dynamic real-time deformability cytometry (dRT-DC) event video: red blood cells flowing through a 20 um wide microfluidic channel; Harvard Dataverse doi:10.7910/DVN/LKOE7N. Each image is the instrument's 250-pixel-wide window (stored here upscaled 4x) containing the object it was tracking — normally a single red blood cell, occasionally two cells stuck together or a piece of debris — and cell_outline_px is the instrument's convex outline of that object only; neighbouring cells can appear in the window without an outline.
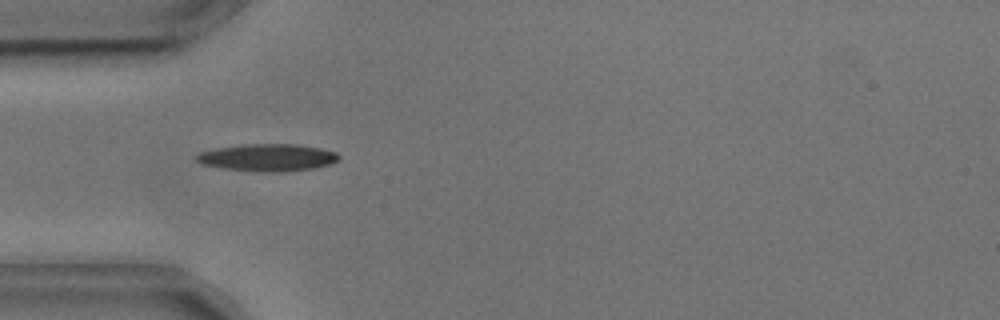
{"species": "common noctule bat (a hibernating species)", "species_latin": "Nyctalus noctula", "temperature_condition": "cold", "stored_images_in_passage": 41, "camera_frame_rate_fps": 3000, "um_per_image_px": 0.085, "animal": {"sex": "male", "body_mass_g": 17.9, "forearm_length_mm": 54.2}, "frame": {"image": 1, "passage_image": 2, "time_ms": 0.333, "image_size_px": [1000, 320], "cell_outline_px": [[340, 156], [336, 160], [328, 164], [312, 168], [284, 172], [264, 172], [224, 168], [204, 164], [196, 160], [196, 156], [200, 152], [216, 148], [244, 144], [296, 144], [320, 148], [336, 152]], "centroid_in_image_um": [22.74, 13.38], "position_along_channel_um": 62.3, "area_um2": 22.31}}
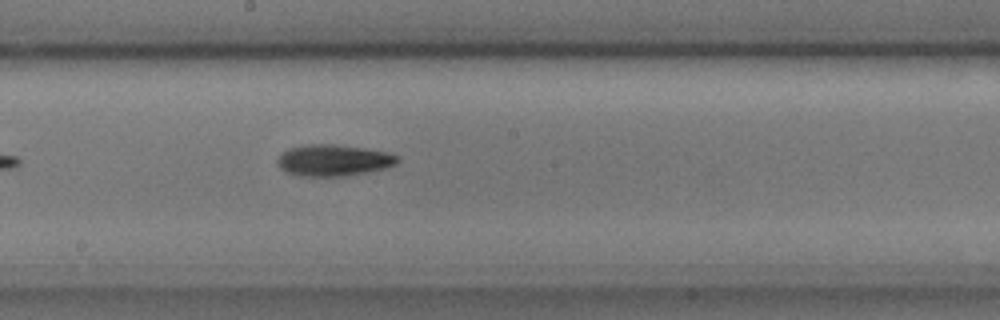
{"frame": {"image": 2, "passage_image": 15, "time_ms": 4.667, "image_size_px": [1000, 320], "cell_outline_px": [[400, 160], [396, 164], [384, 168], [368, 172], [348, 176], [300, 176], [284, 172], [276, 164], [276, 160], [288, 148], [308, 144], [332, 144], [364, 148], [388, 152], [400, 156]], "centroid_in_image_um": [28.35, 13.63], "position_along_channel_um": 219.9, "area_um2": 22.2}}
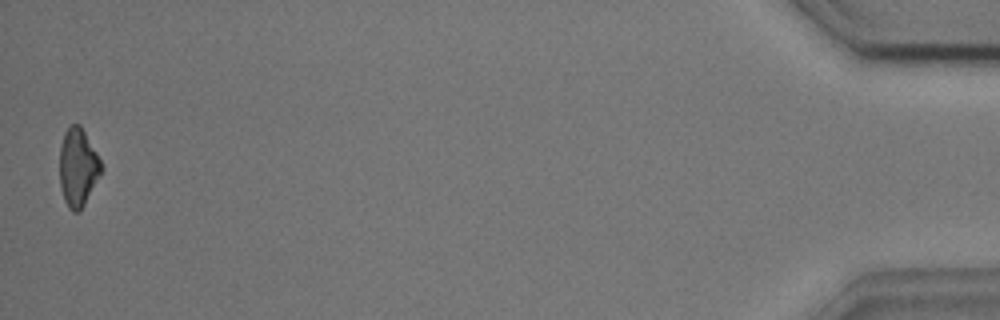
{"frame": {"image": 3, "passage_image": 40, "time_ms": 13.0, "image_size_px": [1000, 320], "cell_outline_px": [[104, 168], [80, 212], [72, 212], [68, 208], [64, 200], [60, 188], [60, 144], [64, 132], [72, 124], [80, 124], [96, 152]], "centroid_in_image_um": [6.62, 14.25], "position_along_channel_um": 428.6, "area_um2": 19.02}, "authors_computed_cell_mechanics": {"area_um2": 20.0566, "velocity_mm_per_s": 3.6407, "shape_relaxation_time_tau1_ms": 4.1963, "shape_relaxation_time_tau2_ms": null, "deformation_change_tau1": 0.1146, "deformation_change_tau2": null}}